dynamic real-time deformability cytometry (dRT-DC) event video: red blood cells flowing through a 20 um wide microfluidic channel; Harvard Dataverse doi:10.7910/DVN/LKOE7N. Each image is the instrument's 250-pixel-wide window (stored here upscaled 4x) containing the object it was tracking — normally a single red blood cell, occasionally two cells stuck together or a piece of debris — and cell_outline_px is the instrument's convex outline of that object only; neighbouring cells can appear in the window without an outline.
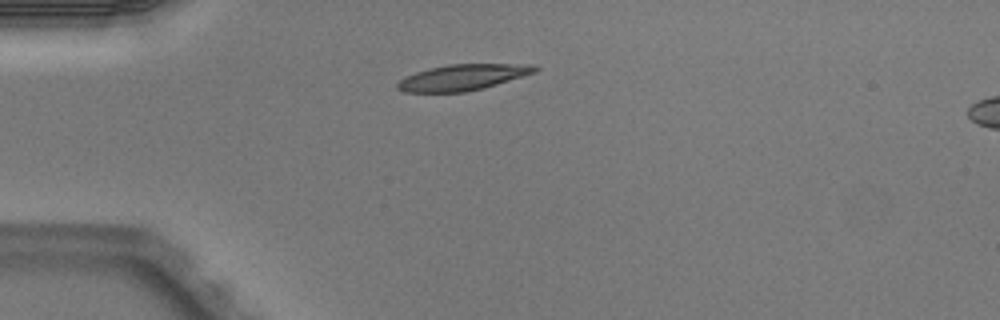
{"species": "Egyptian fruit bat (a non-hibernating species)", "species_latin": "Rousettus aegyptiacus", "temperature_condition": "warm", "stored_images_in_passage": 2, "camera_frame_rate_fps": 3000, "um_per_image_px": 0.085, "animal": {"sex": "male"}, "frame": {"image": 1, "passage_image": 1, "time_ms": 0.0, "image_size_px": [1000, 320], "cell_outline_px": [[540, 68], [536, 72], [484, 88], [464, 92], [404, 92], [396, 88], [396, 84], [404, 76], [428, 68], [448, 64], [532, 64]], "centroid_in_image_um": [39.31, 6.57], "position_along_channel_um": 45.7, "area_um2": 20.87}}